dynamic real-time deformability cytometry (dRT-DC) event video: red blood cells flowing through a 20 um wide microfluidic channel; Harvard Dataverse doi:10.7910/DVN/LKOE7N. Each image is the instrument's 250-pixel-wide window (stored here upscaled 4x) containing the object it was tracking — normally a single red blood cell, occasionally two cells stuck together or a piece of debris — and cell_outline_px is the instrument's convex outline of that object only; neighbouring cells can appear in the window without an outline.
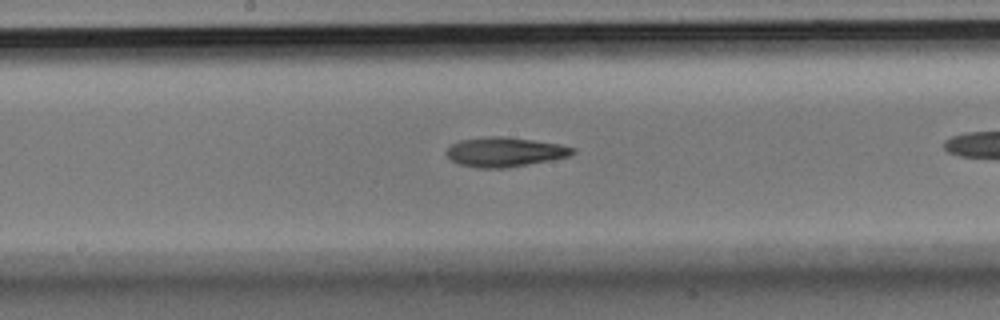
{"species": "Egyptian fruit bat (a non-hibernating species)", "species_latin": "Rousettus aegyptiacus", "temperature_condition": "room temperature", "stored_images_in_passage": 25, "camera_frame_rate_fps": 3000, "um_per_image_px": 0.085, "animal": {"sex": "male"}, "frame": {"image": 1, "passage_image": 15, "time_ms": 4.667, "image_size_px": [1000, 320], "cell_outline_px": [[576, 152], [568, 156], [552, 160], [504, 168], [476, 168], [460, 164], [452, 160], [448, 156], [448, 148], [452, 144], [460, 140], [488, 136], [500, 136], [532, 140], [560, 144], [576, 148]], "centroid_in_image_um": [42.94, 12.92], "position_along_channel_um": 205.3, "area_um2": 21.5}}
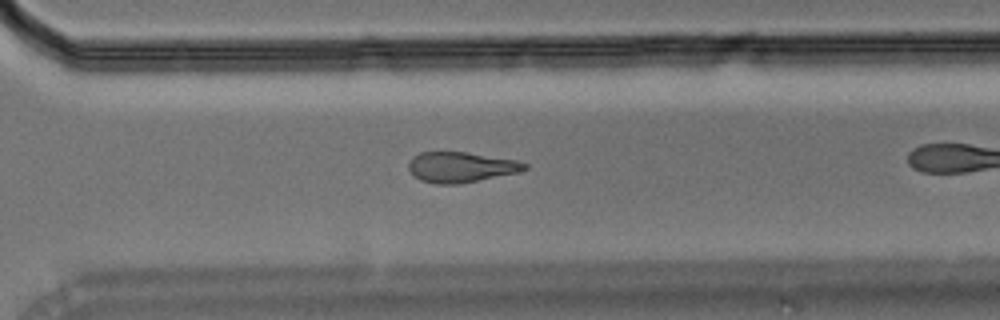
{"frame": {"image": 2, "passage_image": 22, "time_ms": 7.0, "image_size_px": [1000, 320], "cell_outline_px": [[528, 168], [520, 172], [460, 184], [436, 184], [420, 180], [412, 176], [408, 168], [408, 160], [412, 156], [420, 152], [464, 152], [516, 160], [528, 164]], "centroid_in_image_um": [39.14, 14.21], "position_along_channel_um": 331.5, "area_um2": 20.75}}